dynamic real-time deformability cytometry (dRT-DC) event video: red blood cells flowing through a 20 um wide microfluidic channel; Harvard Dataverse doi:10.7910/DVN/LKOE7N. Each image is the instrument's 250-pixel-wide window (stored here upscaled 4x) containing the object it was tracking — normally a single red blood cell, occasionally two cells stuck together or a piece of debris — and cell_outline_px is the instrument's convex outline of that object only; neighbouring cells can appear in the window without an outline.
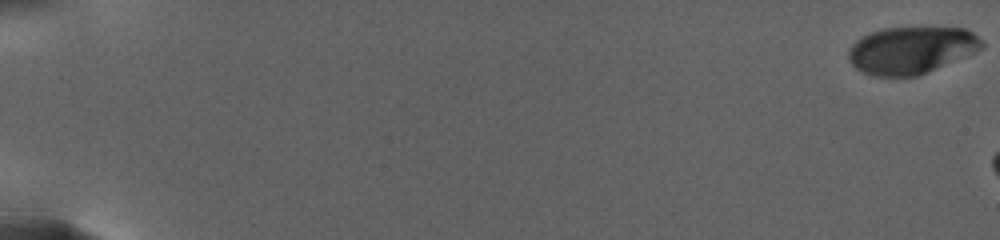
{"species": "human", "species_latin": "Homo sapiens", "temperature_condition": "warm", "stored_images_in_passage": 49, "camera_frame_rate_fps": 3000, "um_per_image_px": 0.085, "donor": {"sex": "female"}, "frame": {"image": 1, "passage_image": 1, "time_ms": 0.0, "image_size_px": [1000, 240], "cell_outline_px": [[984, 44], [980, 48], [972, 52], [916, 76], [872, 76], [856, 68], [852, 64], [848, 56], [848, 52], [852, 44], [856, 40], [872, 32], [884, 28], [964, 28], [972, 32]], "centroid_in_image_um": [77.39, 4.26], "position_along_channel_um": 7.6, "area_um2": 35.66}}
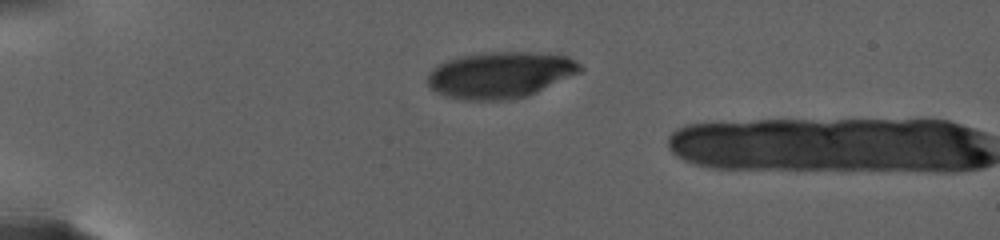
{"frame": {"image": 2, "passage_image": 47, "time_ms": 7.667, "image_size_px": [1000, 240], "cell_outline_px": [[584, 68], [580, 72], [528, 96], [508, 100], [460, 100], [444, 96], [428, 88], [428, 72], [436, 64], [460, 56], [484, 52], [528, 52], [568, 56], [580, 64]], "centroid_in_image_um": [42.48, 6.37], "position_along_channel_um": 42.5, "area_um2": 41.44}}